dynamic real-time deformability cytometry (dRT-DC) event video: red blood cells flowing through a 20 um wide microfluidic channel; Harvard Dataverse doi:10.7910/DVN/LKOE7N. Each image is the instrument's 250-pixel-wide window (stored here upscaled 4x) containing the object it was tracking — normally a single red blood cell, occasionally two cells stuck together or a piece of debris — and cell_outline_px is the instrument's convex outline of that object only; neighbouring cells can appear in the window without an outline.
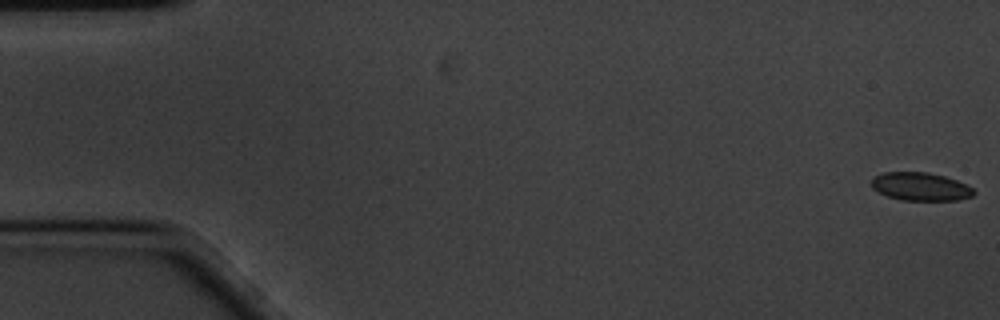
{"species": "common noctule bat (a hibernating species)", "species_latin": "Nyctalus noctula", "temperature_condition": "cold", "stored_images_in_passage": 59, "camera_frame_rate_fps": 3000, "um_per_image_px": 0.085, "animal": {"sex": "male", "body_mass_g": 20.1, "forearm_length_mm": 53.5}, "frame": {"image": 1, "passage_image": 1, "time_ms": 0.0, "image_size_px": [1000, 320], "cell_outline_px": [[976, 192], [972, 196], [956, 200], [900, 200], [888, 196], [872, 188], [872, 176], [884, 172], [928, 172], [944, 176], [956, 180], [972, 188]], "centroid_in_image_um": [78.22, 15.85], "position_along_channel_um": 6.8, "area_um2": 16.7}}
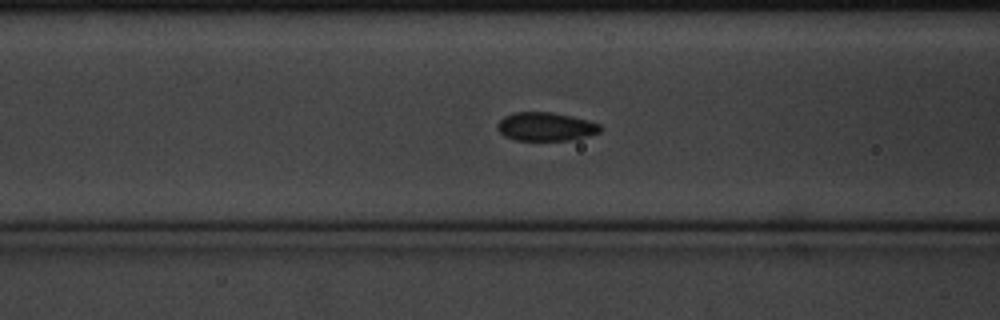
{"frame": {"image": 2, "passage_image": 23, "time_ms": 7.333, "image_size_px": [1000, 320], "cell_outline_px": [[604, 128], [600, 132], [588, 136], [568, 140], [516, 140], [504, 136], [496, 128], [496, 124], [504, 116], [512, 112], [548, 112], [588, 120], [600, 124]], "centroid_in_image_um": [46.37, 10.76], "position_along_channel_um": 120.2, "area_um2": 17.11}}
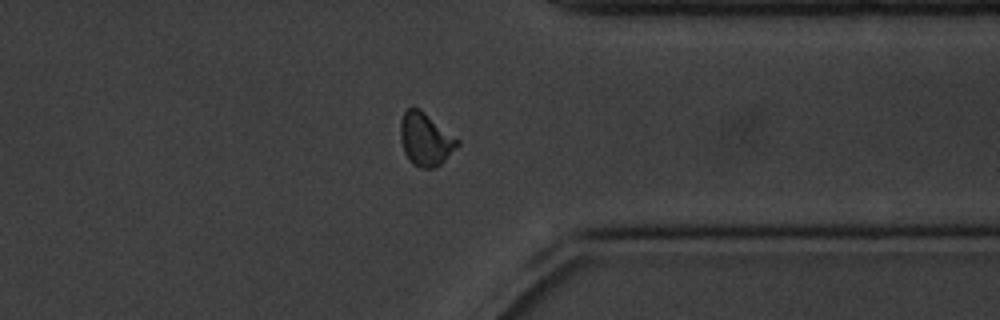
{"frame": {"image": 3, "passage_image": 46, "time_ms": 15.0, "image_size_px": [1000, 320], "cell_outline_px": [[460, 144], [436, 168], [420, 168], [412, 164], [408, 160], [404, 152], [400, 140], [400, 120], [404, 112], [408, 108], [420, 108], [460, 140]], "centroid_in_image_um": [36.15, 11.84], "position_along_channel_um": 375.2, "area_um2": 17.74}, "authors_computed_cell_mechanics": {"area_um2": 17.051, "velocity_mm_per_s": 3.3886, "shape_relaxation_time_tau1_ms": 6.0301, "shape_relaxation_time_tau2_ms": 3.0732, "deformation_change_tau1": 0.0864, "deformation_change_tau2": 0.0564}}